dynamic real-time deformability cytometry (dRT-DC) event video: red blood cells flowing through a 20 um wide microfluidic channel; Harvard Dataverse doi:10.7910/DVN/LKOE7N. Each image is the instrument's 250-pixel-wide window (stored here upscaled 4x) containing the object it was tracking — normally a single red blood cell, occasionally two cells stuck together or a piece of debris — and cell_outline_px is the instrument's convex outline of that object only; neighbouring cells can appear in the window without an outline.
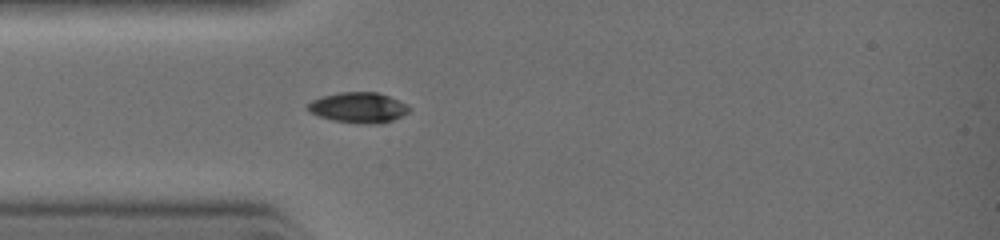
{"species": "common noctule bat (a hibernating species)", "species_latin": "Nyctalus noctula", "temperature_condition": "warm", "stored_images_in_passage": 9, "camera_frame_rate_fps": 3000, "um_per_image_px": 0.085, "animal": {"sex": "female", "body_mass_g": 19.0, "forearm_length_mm": 51.5}, "frame": {"image": 1, "passage_image": 6, "time_ms": 2.667, "image_size_px": [1000, 240], "cell_outline_px": [[412, 108], [408, 112], [392, 120], [376, 124], [356, 124], [332, 120], [320, 116], [312, 112], [308, 108], [308, 104], [312, 100], [324, 96], [340, 92], [376, 92], [388, 96], [408, 104]], "centroid_in_image_um": [30.5, 9.15], "position_along_channel_um": 54.5, "area_um2": 17.86}}
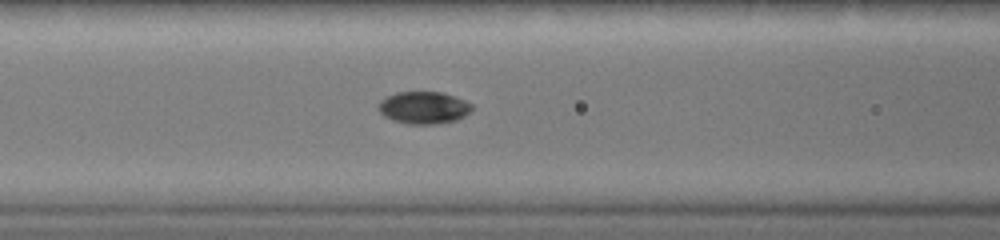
{"frame": {"image": 2, "passage_image": 9, "time_ms": 4.0, "image_size_px": [1000, 240], "cell_outline_px": [[472, 112], [456, 120], [436, 124], [408, 124], [392, 120], [384, 116], [376, 108], [376, 104], [380, 100], [396, 92], [440, 92], [464, 100], [472, 104]], "centroid_in_image_um": [35.98, 9.16], "position_along_channel_um": 130.6, "area_um2": 17.69}}